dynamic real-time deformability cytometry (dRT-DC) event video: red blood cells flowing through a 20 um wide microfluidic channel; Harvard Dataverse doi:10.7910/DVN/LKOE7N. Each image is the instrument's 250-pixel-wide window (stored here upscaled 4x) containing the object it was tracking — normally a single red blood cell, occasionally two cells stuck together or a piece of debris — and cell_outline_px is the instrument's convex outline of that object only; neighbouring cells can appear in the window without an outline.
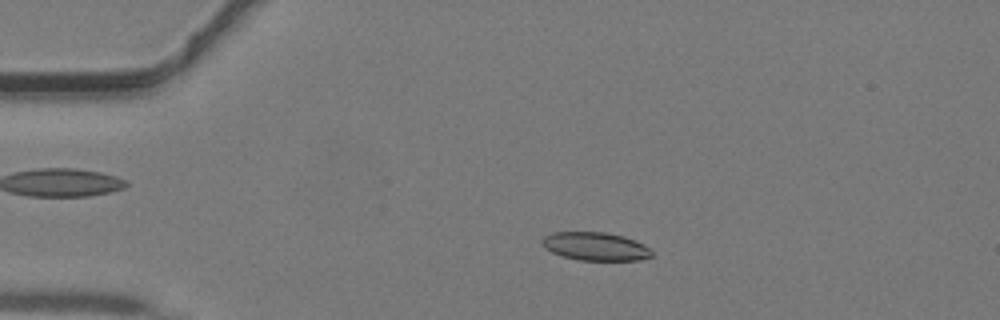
{"species": "common noctule bat (a hibernating species)", "species_latin": "Nyctalus noctula", "temperature_condition": "warm", "stored_images_in_passage": 41, "camera_frame_rate_fps": 3000, "um_per_image_px": 0.085, "animal": {"sex": "male", "body_mass_g": 19.2, "forearm_length_mm": 51.8}, "frame": {"image": 1, "passage_image": 6, "time_ms": 1.667, "image_size_px": [1000, 320], "cell_outline_px": [[652, 256], [640, 260], [580, 260], [564, 256], [552, 252], [544, 248], [540, 244], [540, 240], [544, 236], [552, 232], [608, 232], [624, 236], [636, 240], [644, 244], [652, 252]], "centroid_in_image_um": [50.59, 20.93], "position_along_channel_um": 34.4, "area_um2": 18.21}}
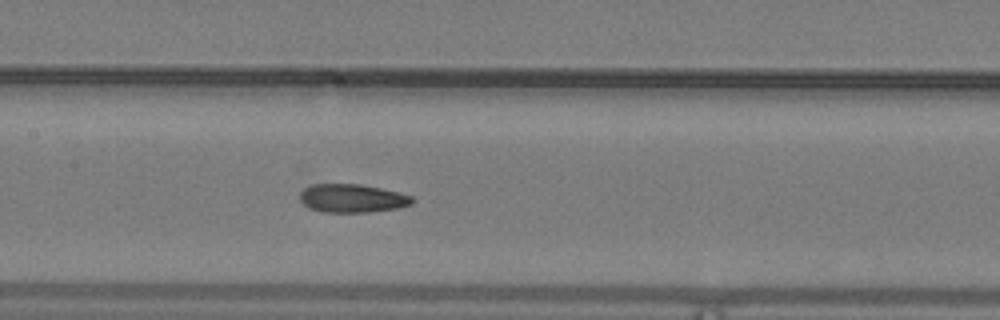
{"frame": {"image": 2, "passage_image": 18, "time_ms": 5.667, "image_size_px": [1000, 320], "cell_outline_px": [[412, 204], [400, 208], [368, 212], [324, 212], [312, 208], [304, 204], [300, 200], [300, 192], [304, 188], [312, 184], [360, 184], [380, 188], [412, 196]], "centroid_in_image_um": [29.93, 16.85], "position_along_channel_um": 177.5, "area_um2": 18.44}}
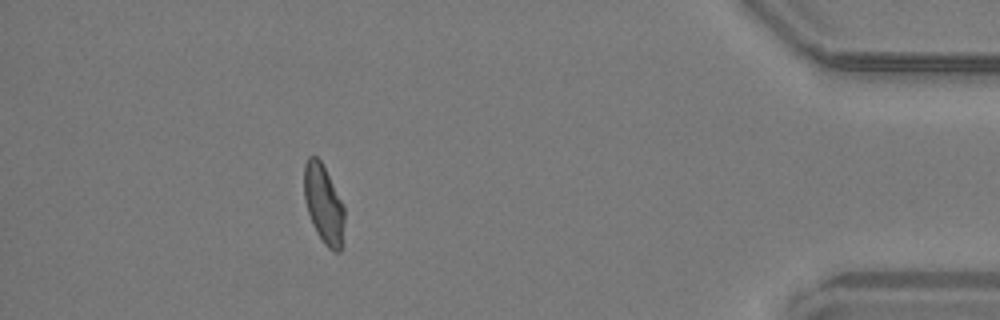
{"frame": {"image": 3, "passage_image": 36, "time_ms": 11.667, "image_size_px": [1000, 320], "cell_outline_px": [[344, 220], [340, 252], [332, 252], [324, 244], [316, 232], [312, 224], [304, 200], [304, 164], [308, 156], [316, 156], [320, 160], [344, 204]], "centroid_in_image_um": [27.5, 17.35], "position_along_channel_um": 407.7, "area_um2": 18.55}}